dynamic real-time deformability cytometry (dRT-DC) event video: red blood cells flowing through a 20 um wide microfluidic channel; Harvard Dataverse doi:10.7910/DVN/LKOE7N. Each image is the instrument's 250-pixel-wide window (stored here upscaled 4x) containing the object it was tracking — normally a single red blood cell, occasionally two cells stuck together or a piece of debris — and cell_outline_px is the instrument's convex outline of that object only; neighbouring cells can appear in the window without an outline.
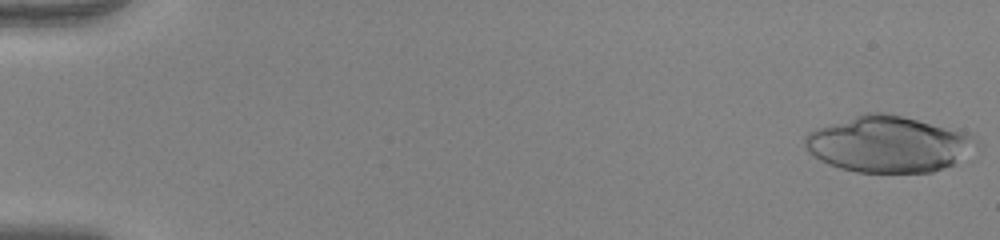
{"species": "human", "species_latin": "Homo sapiens", "temperature_condition": "warm", "stored_images_in_passage": 51, "camera_frame_rate_fps": 3000, "um_per_image_px": 0.085, "donor": {"sex": "female"}, "frame": {"image": 1, "passage_image": 1, "time_ms": 0.0, "image_size_px": [1000, 240], "cell_outline_px": [[980, 144], [956, 164], [932, 172], [856, 172], [840, 168], [828, 164], [812, 156], [808, 152], [804, 144], [804, 136], [808, 132], [816, 128], [864, 112], [884, 112], [968, 132]], "centroid_in_image_um": [75.5, 12.26], "position_along_channel_um": 9.5, "area_um2": 56.36}}
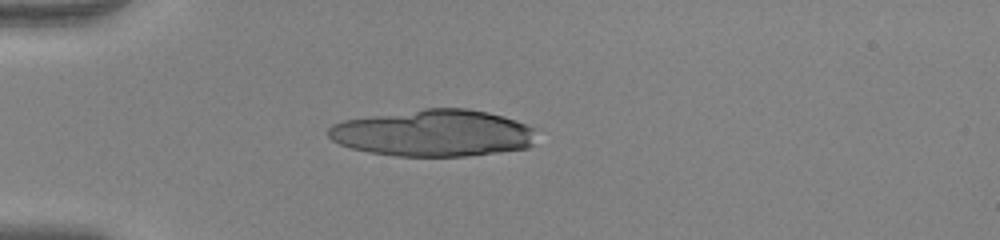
{"frame": {"image": 2, "passage_image": 15, "time_ms": 4.667, "image_size_px": [1000, 240], "cell_outline_px": [[532, 144], [528, 148], [500, 152], [464, 156], [396, 156], [368, 152], [352, 148], [340, 144], [332, 140], [328, 136], [328, 128], [332, 124], [344, 120], [424, 108], [468, 108], [488, 112], [504, 116], [516, 120], [532, 128]], "centroid_in_image_um": [36.81, 11.31], "position_along_channel_um": 48.2, "area_um2": 56.53}}